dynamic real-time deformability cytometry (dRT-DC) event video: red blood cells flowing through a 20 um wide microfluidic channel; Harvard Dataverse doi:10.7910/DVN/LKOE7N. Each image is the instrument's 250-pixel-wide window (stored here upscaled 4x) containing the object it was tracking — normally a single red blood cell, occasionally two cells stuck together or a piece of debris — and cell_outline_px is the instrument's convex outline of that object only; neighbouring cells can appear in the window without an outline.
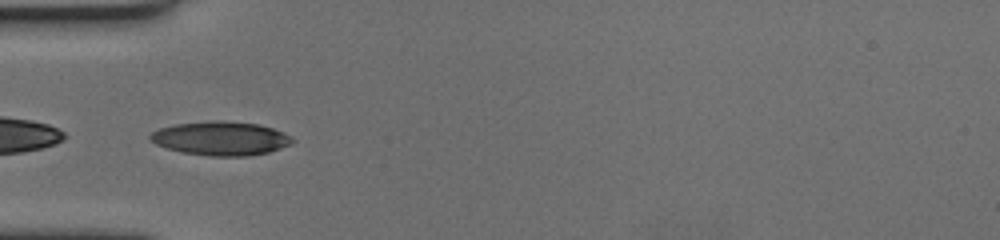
{"species": "human", "species_latin": "Homo sapiens", "temperature_condition": "cold", "stored_images_in_passage": 39, "camera_frame_rate_fps": 3000, "um_per_image_px": 0.085, "donor": {"sex": "female"}, "frame": {"image": 1, "passage_image": 1, "time_ms": 0.0, "image_size_px": [1000, 240], "cell_outline_px": [[296, 140], [292, 144], [268, 152], [252, 156], [208, 156], [180, 152], [156, 144], [148, 136], [152, 132], [160, 128], [176, 124], [216, 120], [260, 124], [284, 132], [292, 136]], "centroid_in_image_um": [18.81, 11.77], "position_along_channel_um": 66.2, "area_um2": 28.15}}
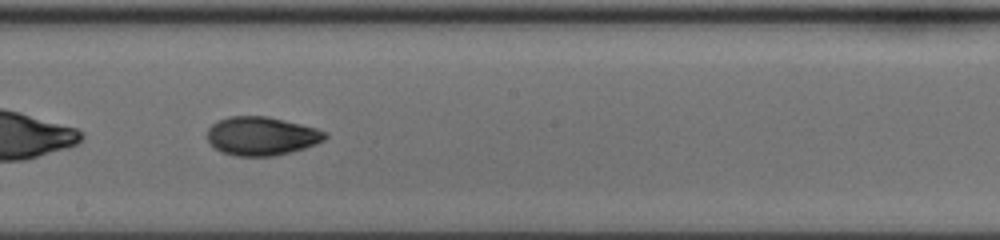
{"frame": {"image": 2, "passage_image": 15, "time_ms": 4.667, "image_size_px": [1000, 240], "cell_outline_px": [[328, 136], [324, 140], [316, 144], [304, 148], [272, 156], [236, 156], [220, 152], [208, 140], [208, 128], [216, 120], [228, 116], [268, 116], [316, 128], [328, 132]], "centroid_in_image_um": [22.23, 11.55], "position_along_channel_um": 226.0, "area_um2": 26.53}}
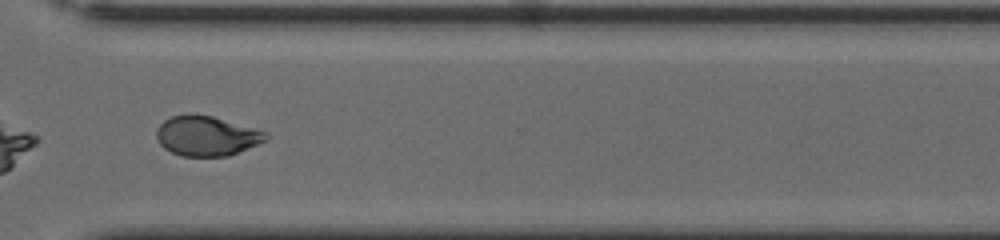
{"frame": {"image": 3, "passage_image": 26, "time_ms": 8.333, "image_size_px": [1000, 240], "cell_outline_px": [[268, 140], [228, 156], [180, 156], [164, 148], [160, 144], [156, 136], [156, 128], [164, 120], [172, 116], [188, 112], [192, 112], [212, 116], [268, 132]], "centroid_in_image_um": [17.54, 11.53], "position_along_channel_um": 353.1, "area_um2": 25.66}, "authors_computed_cell_mechanics": {"area_um2": 25.7788, "velocity_mm_per_s": 3.4539, "shape_relaxation_time_tau1_ms": 4.6949, "shape_relaxation_time_tau2_ms": 3.7032, "deformation_change_tau1": 0.1404, "deformation_change_tau2": 0.077}}